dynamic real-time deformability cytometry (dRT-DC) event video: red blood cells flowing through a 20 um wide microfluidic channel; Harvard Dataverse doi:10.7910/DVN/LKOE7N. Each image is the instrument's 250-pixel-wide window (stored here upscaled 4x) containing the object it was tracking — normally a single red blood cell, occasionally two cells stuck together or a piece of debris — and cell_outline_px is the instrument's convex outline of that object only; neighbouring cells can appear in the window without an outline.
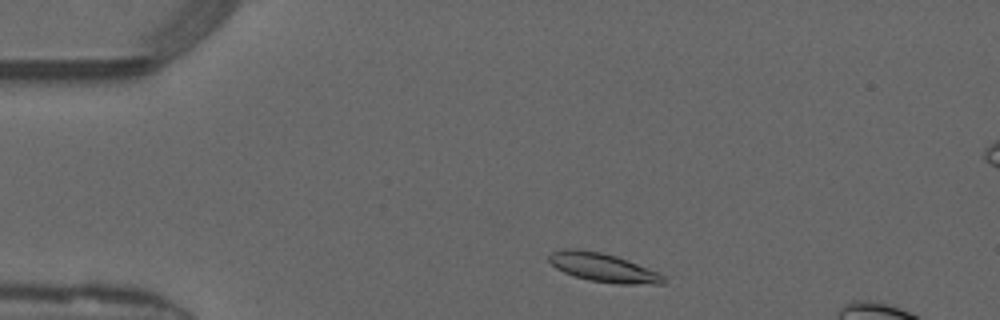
{"species": "common noctule bat (a hibernating species)", "species_latin": "Nyctalus noctula", "temperature_condition": "warm", "stored_images_in_passage": 18, "camera_frame_rate_fps": 3000, "um_per_image_px": 0.085, "animal": {"sex": "male", "forearm_length_mm": 52.5}, "frame": {"image": 1, "passage_image": 2, "time_ms": 0.333, "image_size_px": [1000, 320], "cell_outline_px": [[664, 284], [616, 284], [588, 280], [564, 272], [556, 268], [548, 260], [548, 256], [552, 252], [564, 248], [576, 248], [600, 252], [616, 256], [628, 260], [656, 272], [664, 276]], "centroid_in_image_um": [51.23, 22.74], "position_along_channel_um": 33.8, "area_um2": 19.02}}
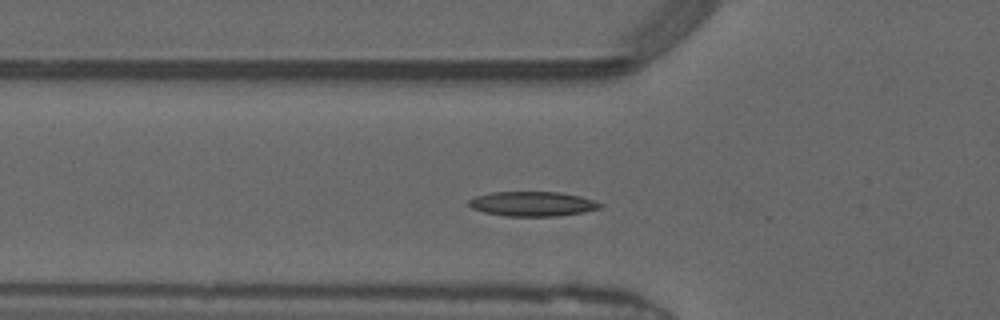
{"frame": {"image": 2, "passage_image": 9, "time_ms": 2.667, "image_size_px": [1000, 320], "cell_outline_px": [[604, 204], [600, 208], [584, 212], [560, 216], [504, 216], [484, 212], [472, 208], [468, 204], [468, 200], [476, 196], [492, 192], [560, 192], [580, 196]], "centroid_in_image_um": [45.26, 17.33], "position_along_channel_um": 80.5, "area_um2": 18.9}}
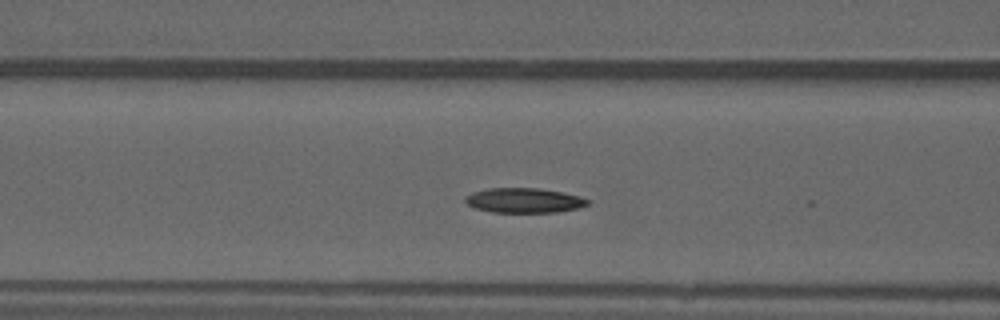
{"frame": {"image": 3, "passage_image": 12, "time_ms": 3.667, "image_size_px": [1000, 320], "cell_outline_px": [[588, 204], [580, 208], [560, 212], [492, 212], [476, 208], [468, 204], [464, 200], [464, 196], [472, 192], [488, 188], [540, 188], [564, 192], [580, 196], [588, 200]], "centroid_in_image_um": [44.56, 17.03], "position_along_channel_um": 122.0, "area_um2": 17.8}}